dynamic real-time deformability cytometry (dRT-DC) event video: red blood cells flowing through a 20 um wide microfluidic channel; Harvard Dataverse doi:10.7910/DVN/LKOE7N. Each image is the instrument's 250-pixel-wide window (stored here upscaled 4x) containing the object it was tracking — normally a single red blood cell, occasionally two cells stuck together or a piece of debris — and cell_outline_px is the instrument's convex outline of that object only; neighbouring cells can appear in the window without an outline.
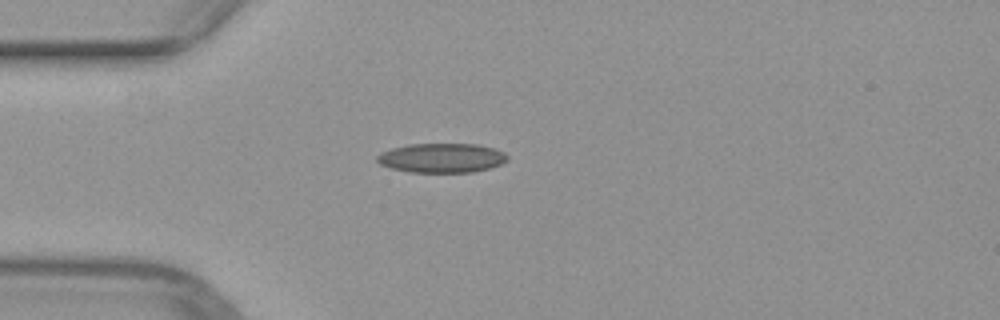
{"species": "common noctule bat (a hibernating species)", "species_latin": "Nyctalus noctula", "temperature_condition": "warm", "stored_images_in_passage": 9, "camera_frame_rate_fps": 3000, "um_per_image_px": 0.085, "animal": {"sex": "female", "body_mass_g": 29.2, "forearm_length_mm": 56.3}, "frame": {"image": 1, "passage_image": 1, "time_ms": 0.0, "image_size_px": [1000, 320], "cell_outline_px": [[508, 160], [500, 164], [488, 168], [472, 172], [412, 172], [392, 168], [380, 164], [376, 160], [376, 156], [380, 152], [392, 148], [408, 144], [476, 144], [496, 148], [504, 152], [508, 156]], "centroid_in_image_um": [37.55, 13.41], "position_along_channel_um": 47.5, "area_um2": 22.31}}
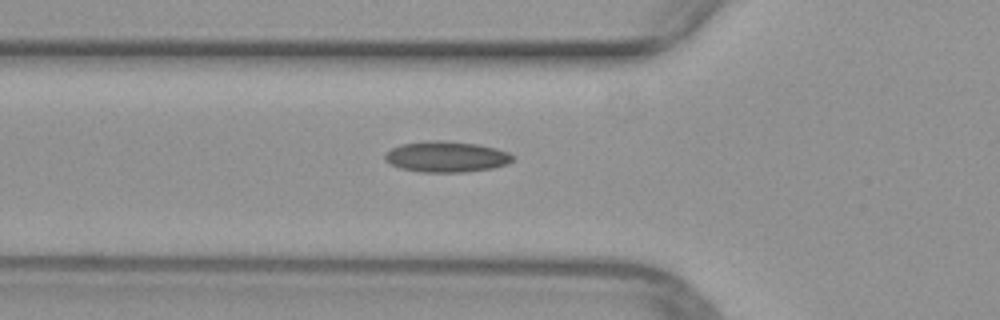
{"frame": {"image": 2, "passage_image": 5, "time_ms": 1.333, "image_size_px": [1000, 320], "cell_outline_px": [[512, 160], [508, 164], [492, 168], [468, 172], [420, 172], [400, 168], [388, 164], [384, 160], [384, 156], [392, 148], [400, 144], [432, 140], [436, 140], [476, 144], [496, 148], [508, 152], [512, 156]], "centroid_in_image_um": [37.91, 13.33], "position_along_channel_um": 87.9, "area_um2": 22.95}}